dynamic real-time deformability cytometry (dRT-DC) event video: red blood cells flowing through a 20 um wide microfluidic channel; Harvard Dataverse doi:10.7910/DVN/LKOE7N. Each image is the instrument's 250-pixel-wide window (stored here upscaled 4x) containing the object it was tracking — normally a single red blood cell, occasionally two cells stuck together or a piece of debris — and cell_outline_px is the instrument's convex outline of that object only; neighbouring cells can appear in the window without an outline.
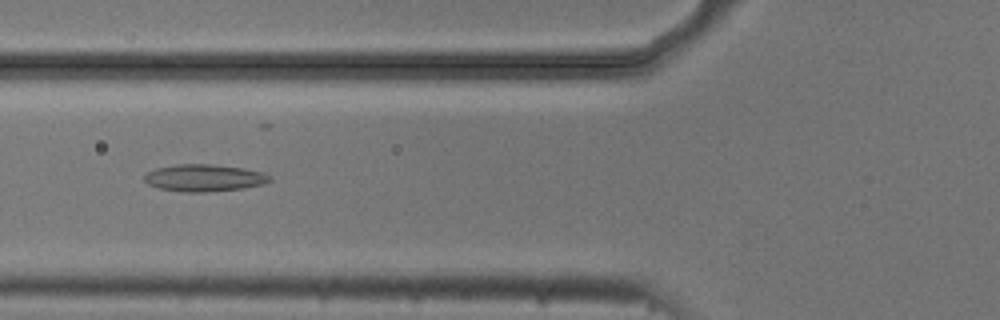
{"species": "common noctule bat (a hibernating species)", "species_latin": "Nyctalus noctula", "temperature_condition": "cold", "stored_images_in_passage": 6, "camera_frame_rate_fps": 3000, "um_per_image_px": 0.085, "animal": {"sex": "male", "body_mass_g": 20.5, "forearm_length_mm": 52.5}, "frame": {"image": 1, "passage_image": 4, "time_ms": 1.0, "image_size_px": [1000, 320], "cell_outline_px": [[272, 180], [264, 184], [244, 188], [204, 192], [184, 192], [160, 188], [148, 184], [144, 180], [144, 176], [148, 172], [156, 168], [176, 164], [212, 164], [244, 168], [260, 172], [272, 176]], "centroid_in_image_um": [17.37, 15.12], "position_along_channel_um": 108.4, "area_um2": 19.77}}
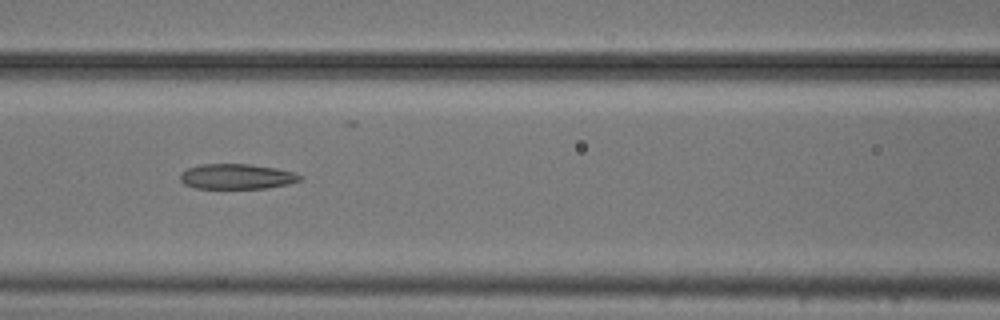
{"frame": {"image": 2, "passage_image": 5, "time_ms": 1.333, "image_size_px": [1000, 320], "cell_outline_px": [[304, 176], [300, 180], [288, 184], [268, 188], [196, 188], [184, 184], [180, 180], [180, 172], [188, 168], [200, 164], [248, 164], [276, 168], [292, 172]], "centroid_in_image_um": [20.11, 15.0], "position_along_channel_um": 146.5, "area_um2": 17.57}}
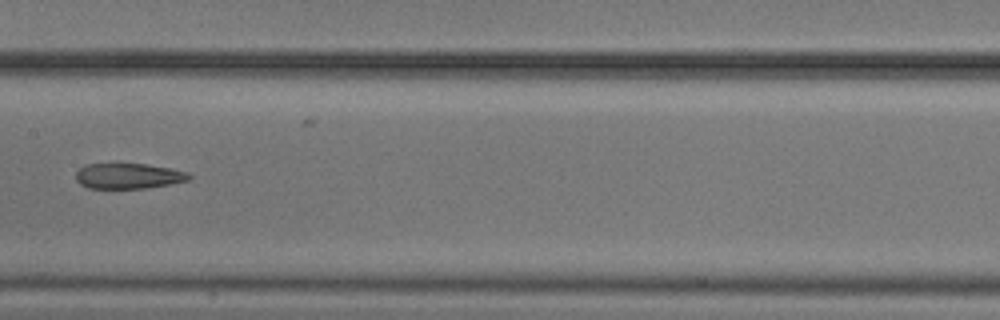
{"frame": {"image": 3, "passage_image": 6, "time_ms": 1.667, "image_size_px": [1000, 320], "cell_outline_px": [[192, 176], [188, 180], [168, 184], [144, 188], [88, 188], [80, 184], [76, 180], [76, 172], [84, 164], [144, 164], [172, 168], [188, 172]], "centroid_in_image_um": [10.9, 14.95], "position_along_channel_um": 196.5, "area_um2": 16.7}}